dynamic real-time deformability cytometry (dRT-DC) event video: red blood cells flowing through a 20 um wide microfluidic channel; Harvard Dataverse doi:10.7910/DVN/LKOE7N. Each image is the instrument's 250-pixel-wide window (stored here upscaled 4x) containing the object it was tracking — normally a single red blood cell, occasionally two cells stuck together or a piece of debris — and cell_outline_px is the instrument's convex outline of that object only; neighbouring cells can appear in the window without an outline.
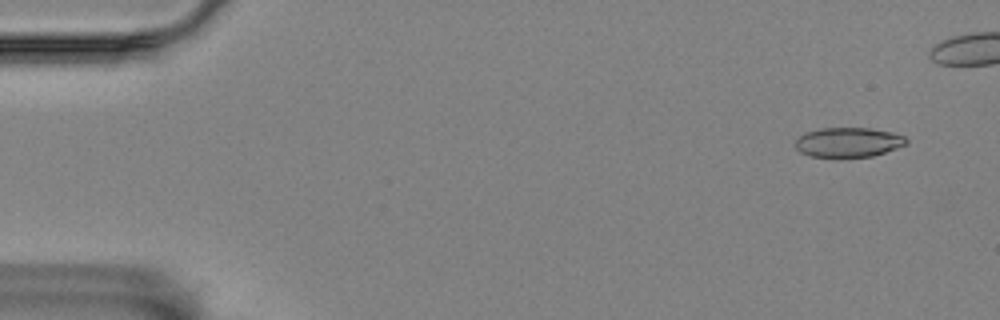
{"species": "Egyptian fruit bat (a non-hibernating species)", "species_latin": "Rousettus aegyptiacus", "temperature_condition": "room temperature", "stored_images_in_passage": 5, "camera_frame_rate_fps": 3000, "um_per_image_px": 0.085, "animal": {"sex": "female"}, "frame": {"image": 1, "passage_image": 1, "time_ms": 0.0, "image_size_px": [1000, 320], "cell_outline_px": [[908, 144], [872, 156], [808, 156], [800, 152], [796, 148], [796, 140], [804, 132], [820, 128], [872, 128], [892, 132], [904, 136], [908, 140]], "centroid_in_image_um": [72.11, 12.07], "position_along_channel_um": 12.9, "area_um2": 19.02}}